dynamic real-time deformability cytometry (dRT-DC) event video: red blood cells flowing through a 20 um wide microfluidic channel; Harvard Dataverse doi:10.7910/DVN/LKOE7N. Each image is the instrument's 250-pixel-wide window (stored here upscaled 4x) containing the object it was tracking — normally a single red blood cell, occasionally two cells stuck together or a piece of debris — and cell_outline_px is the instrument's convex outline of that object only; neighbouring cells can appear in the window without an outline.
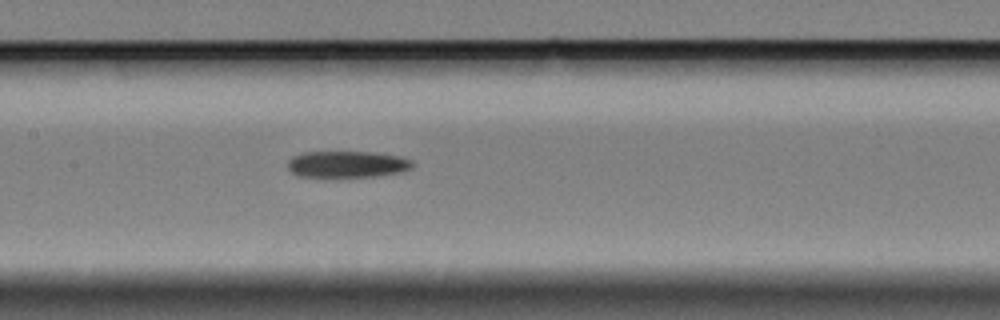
{"species": "Egyptian fruit bat (a non-hibernating species)", "species_latin": "Rousettus aegyptiacus", "temperature_condition": "cold", "stored_images_in_passage": 7, "camera_frame_rate_fps": 3000, "um_per_image_px": 0.085, "animal": {"sex": "female"}, "frame": {"image": 1, "passage_image": 7, "time_ms": 2.0, "image_size_px": [1000, 320], "cell_outline_px": [[416, 164], [412, 168], [404, 172], [380, 176], [300, 176], [292, 172], [288, 168], [288, 160], [292, 156], [304, 152], [368, 152], [400, 156], [412, 160]], "centroid_in_image_um": [29.57, 13.95], "position_along_channel_um": 177.8, "area_um2": 19.31}}